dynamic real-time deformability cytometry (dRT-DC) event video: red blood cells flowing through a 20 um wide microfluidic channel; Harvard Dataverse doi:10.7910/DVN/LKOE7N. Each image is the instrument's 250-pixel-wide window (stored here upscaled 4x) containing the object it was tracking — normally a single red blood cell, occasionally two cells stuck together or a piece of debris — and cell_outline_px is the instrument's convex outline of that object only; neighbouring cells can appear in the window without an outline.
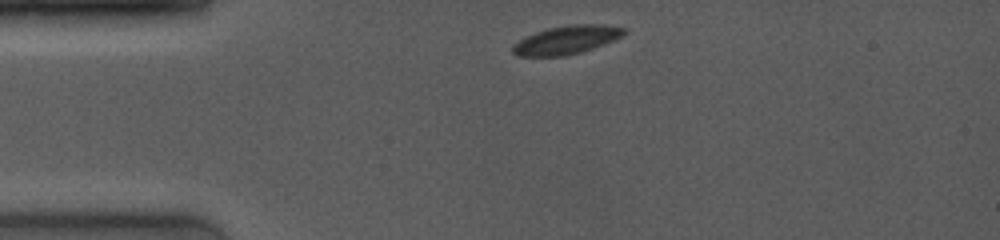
{"species": "common noctule bat (a hibernating species)", "species_latin": "Nyctalus noctula", "temperature_condition": "room temperature", "stored_images_in_passage": 9, "camera_frame_rate_fps": 4000, "um_per_image_px": 0.085, "animal": {"sex": "female", "body_mass_g": 19.0, "forearm_length_mm": 53.3}, "frame": {"image": 1, "passage_image": 1, "time_ms": 0.0, "image_size_px": [1000, 240], "cell_outline_px": [[628, 32], [624, 36], [604, 44], [580, 52], [564, 56], [516, 56], [512, 52], [512, 44], [536, 32], [548, 28], [572, 24], [604, 24], [628, 28]], "centroid_in_image_um": [48.21, 3.38], "position_along_channel_um": 36.8, "area_um2": 18.55}}